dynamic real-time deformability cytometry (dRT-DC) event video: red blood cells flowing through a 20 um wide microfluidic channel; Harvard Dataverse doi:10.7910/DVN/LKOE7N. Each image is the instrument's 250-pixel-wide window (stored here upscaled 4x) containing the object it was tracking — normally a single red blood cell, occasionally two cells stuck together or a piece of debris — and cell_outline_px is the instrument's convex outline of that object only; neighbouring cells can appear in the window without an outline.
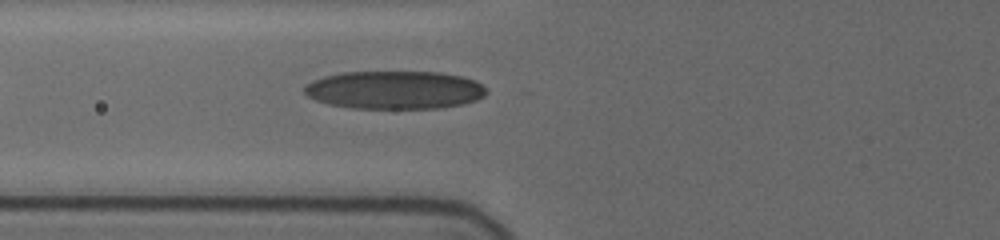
{"species": "human", "species_latin": "Homo sapiens", "temperature_condition": "cold", "stored_images_in_passage": 4, "camera_frame_rate_fps": 3000, "um_per_image_px": 0.085, "donor": {"sex": "female"}, "frame": {"image": 1, "passage_image": 4, "time_ms": 2.667, "image_size_px": [1000, 240], "cell_outline_px": [[488, 92], [484, 96], [476, 100], [464, 104], [436, 108], [352, 108], [328, 104], [316, 100], [308, 96], [304, 92], [304, 84], [312, 80], [324, 76], [344, 72], [440, 72], [460, 76], [476, 80]], "centroid_in_image_um": [33.52, 7.64], "position_along_channel_um": 92.3, "area_um2": 40.52}}